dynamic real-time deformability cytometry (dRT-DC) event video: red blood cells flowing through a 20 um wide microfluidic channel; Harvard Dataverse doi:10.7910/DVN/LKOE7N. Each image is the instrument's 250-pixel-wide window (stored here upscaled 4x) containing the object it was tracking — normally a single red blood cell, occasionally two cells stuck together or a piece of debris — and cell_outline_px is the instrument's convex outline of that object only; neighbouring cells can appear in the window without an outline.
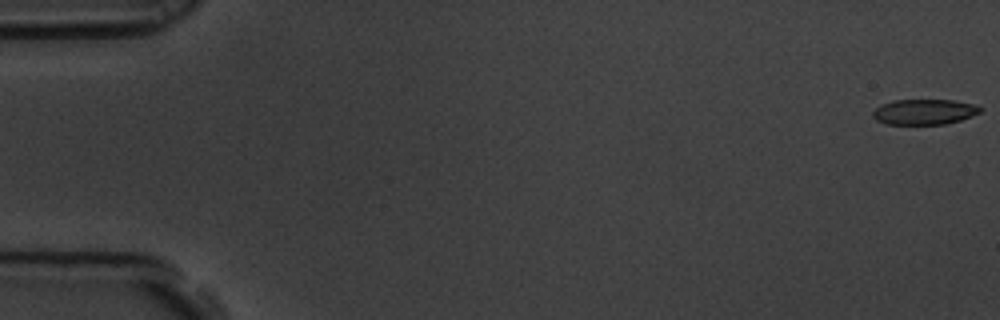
{"species": "common noctule bat (a hibernating species)", "species_latin": "Nyctalus noctula", "temperature_condition": "room temperature", "stored_images_in_passage": 54, "camera_frame_rate_fps": 3000, "um_per_image_px": 0.085, "animal": {"sex": "male", "body_mass_g": 19.5, "forearm_length_mm": 54.6}, "frame": {"image": 1, "passage_image": 1, "time_ms": 0.0, "image_size_px": [1000, 320], "cell_outline_px": [[984, 108], [980, 112], [972, 116], [960, 120], [944, 124], [884, 124], [876, 120], [872, 116], [872, 112], [880, 104], [892, 100], [956, 100], [972, 104]], "centroid_in_image_um": [78.54, 9.5], "position_along_channel_um": 6.5, "area_um2": 16.01}}
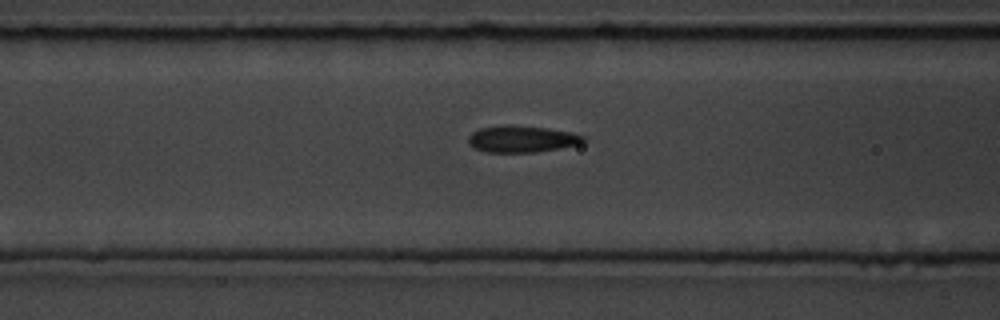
{"frame": {"image": 2, "passage_image": 24, "time_ms": 7.667, "image_size_px": [1000, 320], "cell_outline_px": [[588, 140], [580, 144], [536, 152], [488, 152], [472, 148], [468, 144], [468, 136], [472, 132], [480, 128], [504, 124], [512, 124], [548, 128], [572, 132], [584, 136]], "centroid_in_image_um": [44.34, 11.8], "position_along_channel_um": 122.3, "area_um2": 18.21}}
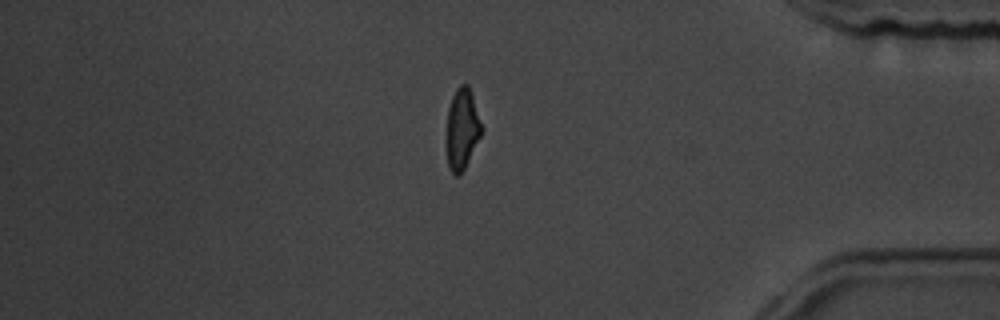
{"frame": {"image": 3, "passage_image": 50, "time_ms": 16.333, "image_size_px": [1000, 320], "cell_outline_px": [[484, 128], [460, 176], [456, 176], [448, 168], [448, 108], [452, 96], [456, 88], [460, 84], [468, 84]], "centroid_in_image_um": [39.3, 10.92], "position_along_channel_um": 395.9, "area_um2": 16.18}, "authors_computed_cell_mechanics": {"area_um2": 17.6868, "velocity_mm_per_s": 3.5081, "shape_relaxation_time_tau1_ms": 4.6321, "shape_relaxation_time_tau2_ms": 1.5216, "deformation_change_tau1": 0.1494, "deformation_change_tau2": 0.0748}}